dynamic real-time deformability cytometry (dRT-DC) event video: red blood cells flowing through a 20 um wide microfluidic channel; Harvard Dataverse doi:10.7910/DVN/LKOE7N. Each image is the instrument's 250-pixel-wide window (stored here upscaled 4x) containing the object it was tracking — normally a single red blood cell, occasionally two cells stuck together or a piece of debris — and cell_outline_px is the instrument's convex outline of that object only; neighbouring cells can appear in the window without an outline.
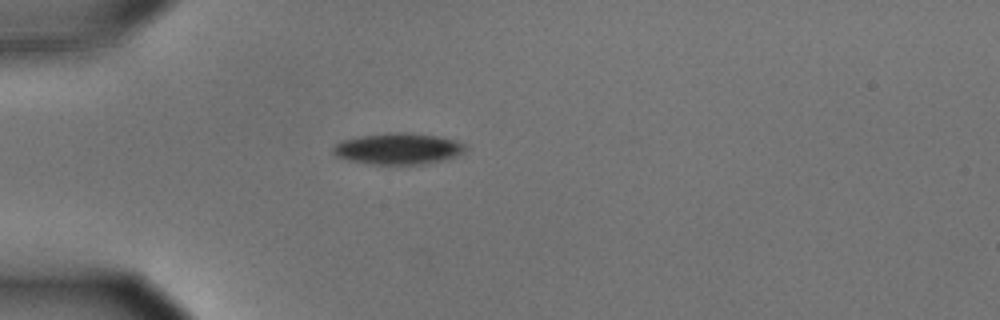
{"species": "common noctule bat (a hibernating species)", "species_latin": "Nyctalus noctula", "temperature_condition": "cold", "stored_images_in_passage": 19, "camera_frame_rate_fps": 3000, "um_per_image_px": 0.085, "animal": {"sex": "male", "body_mass_g": 15.6}, "frame": {"image": 1, "passage_image": 1, "time_ms": 0.0, "image_size_px": [1000, 320], "cell_outline_px": [[468, 148], [464, 152], [456, 156], [444, 160], [424, 164], [372, 164], [348, 160], [336, 156], [332, 152], [332, 148], [340, 140], [360, 136], [392, 132], [404, 132], [436, 136], [452, 140], [464, 144]], "centroid_in_image_um": [33.82, 12.64], "position_along_channel_um": 51.2, "area_um2": 24.04}}
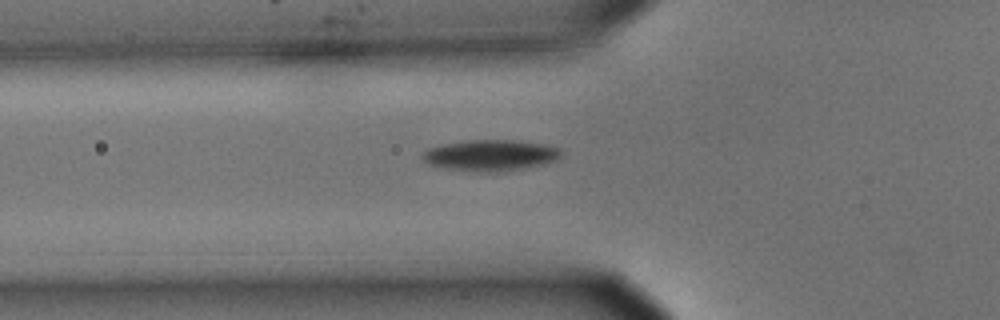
{"frame": {"image": 2, "passage_image": 5, "time_ms": 1.333, "image_size_px": [1000, 320], "cell_outline_px": [[564, 152], [556, 160], [524, 168], [496, 172], [476, 172], [448, 168], [428, 164], [420, 156], [428, 148], [444, 144], [468, 140], [516, 140], [540, 144], [560, 148]], "centroid_in_image_um": [41.68, 13.2], "position_along_channel_um": 84.1, "area_um2": 24.91}}